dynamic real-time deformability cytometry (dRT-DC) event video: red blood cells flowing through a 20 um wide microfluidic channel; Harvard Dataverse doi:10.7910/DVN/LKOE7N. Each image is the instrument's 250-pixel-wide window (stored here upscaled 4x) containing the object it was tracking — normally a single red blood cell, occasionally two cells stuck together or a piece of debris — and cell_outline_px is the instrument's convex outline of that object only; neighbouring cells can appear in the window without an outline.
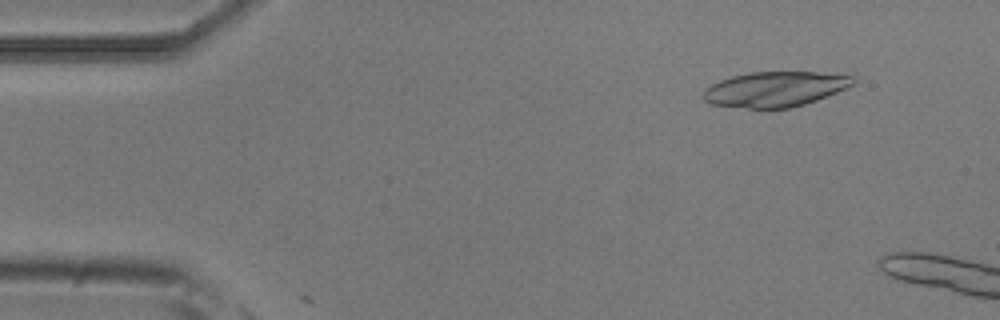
{"species": "common noctule bat (a hibernating species)", "species_latin": "Nyctalus noctula", "temperature_condition": "room temperature", "stored_images_in_passage": 5, "camera_frame_rate_fps": 3000, "um_per_image_px": 0.085, "animal": {"sex": "male", "body_mass_g": 20.5, "forearm_length_mm": 52.5}, "frame": {"image": 1, "passage_image": 2, "time_ms": 0.333, "image_size_px": [1000, 320], "cell_outline_px": [[856, 80], [852, 84], [836, 92], [816, 100], [792, 108], [748, 108], [708, 104], [704, 100], [704, 88], [720, 80], [732, 76], [748, 72], [816, 72], [852, 76]], "centroid_in_image_um": [65.83, 7.58], "position_along_channel_um": 19.2, "area_um2": 30.46}}